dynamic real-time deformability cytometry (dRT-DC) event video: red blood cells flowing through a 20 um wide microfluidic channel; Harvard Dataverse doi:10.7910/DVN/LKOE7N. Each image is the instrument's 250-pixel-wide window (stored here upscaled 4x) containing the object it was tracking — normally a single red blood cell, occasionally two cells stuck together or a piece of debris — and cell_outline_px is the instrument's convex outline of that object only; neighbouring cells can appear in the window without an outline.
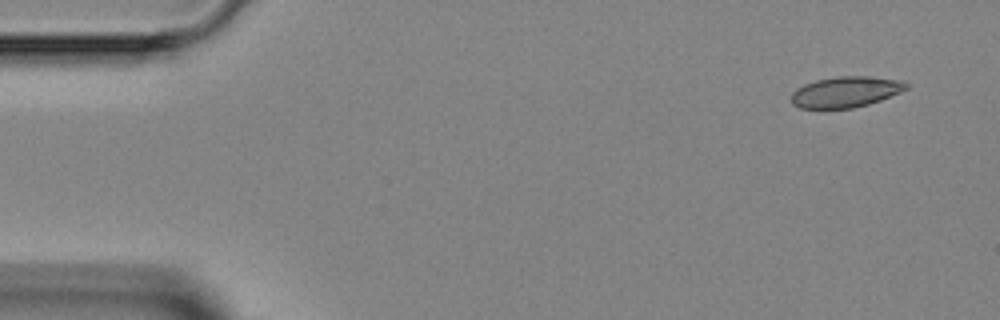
{"species": "Egyptian fruit bat (a non-hibernating species)", "species_latin": "Rousettus aegyptiacus", "temperature_condition": "room temperature", "stored_images_in_passage": 4, "camera_frame_rate_fps": 3000, "um_per_image_px": 0.085, "animal": {"sex": "female"}, "frame": {"image": 1, "passage_image": 1, "time_ms": 0.0, "image_size_px": [1000, 320], "cell_outline_px": [[908, 88], [900, 92], [880, 100], [868, 104], [852, 108], [800, 108], [792, 104], [792, 92], [796, 88], [804, 84], [816, 80], [840, 76], [868, 76], [904, 80], [908, 84]], "centroid_in_image_um": [71.89, 7.8], "position_along_channel_um": 13.1, "area_um2": 20.63}}
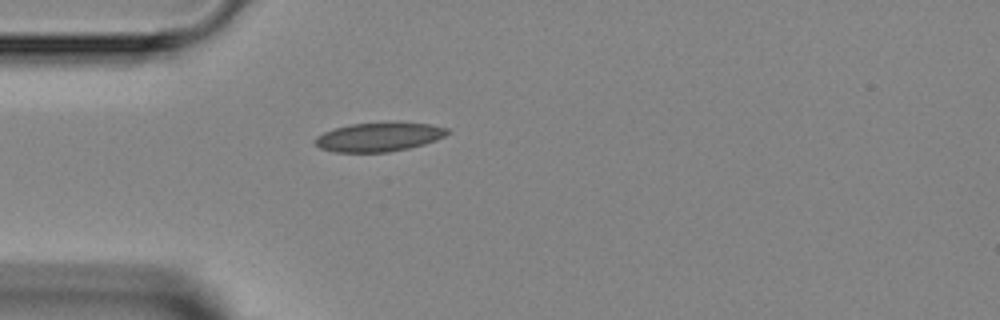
{"frame": {"image": 2, "passage_image": 4, "time_ms": 3.333, "image_size_px": [1000, 320], "cell_outline_px": [[452, 132], [436, 140], [424, 144], [408, 148], [388, 152], [336, 152], [320, 148], [316, 144], [316, 136], [324, 132], [336, 128], [352, 124], [428, 124], [448, 128]], "centroid_in_image_um": [32.22, 11.67], "position_along_channel_um": 52.8, "area_um2": 21.62}}